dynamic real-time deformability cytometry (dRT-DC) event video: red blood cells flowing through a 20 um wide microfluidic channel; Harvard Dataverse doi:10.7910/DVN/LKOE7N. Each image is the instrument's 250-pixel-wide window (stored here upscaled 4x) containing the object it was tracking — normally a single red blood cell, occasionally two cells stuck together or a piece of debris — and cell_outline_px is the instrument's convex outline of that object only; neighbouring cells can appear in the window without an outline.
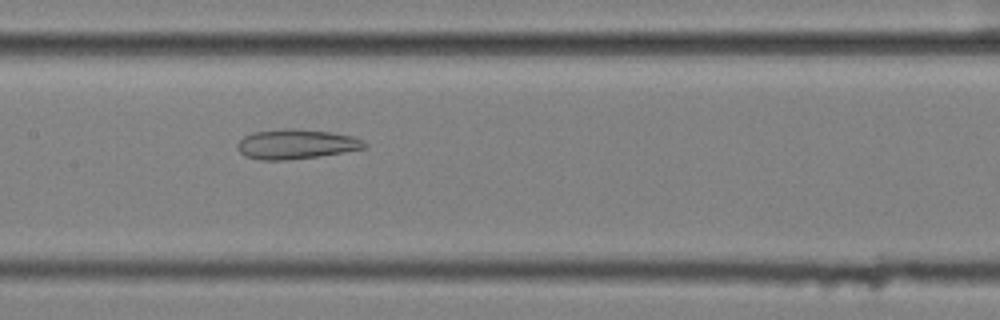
{"species": "common noctule bat (a hibernating species)", "species_latin": "Nyctalus noctula", "temperature_condition": "cold", "stored_images_in_passage": 41, "camera_frame_rate_fps": 3000, "um_per_image_px": 0.085, "animal": {"sex": "female", "body_mass_g": 25.1}, "frame": {"image": 1, "passage_image": 12, "time_ms": 3.667, "image_size_px": [1000, 320], "cell_outline_px": [[368, 148], [320, 156], [288, 160], [260, 160], [244, 156], [236, 148], [236, 144], [244, 136], [252, 132], [284, 128], [292, 128], [328, 132], [352, 136], [368, 144]], "centroid_in_image_um": [25.13, 12.26], "position_along_channel_um": 182.3, "area_um2": 22.14}}
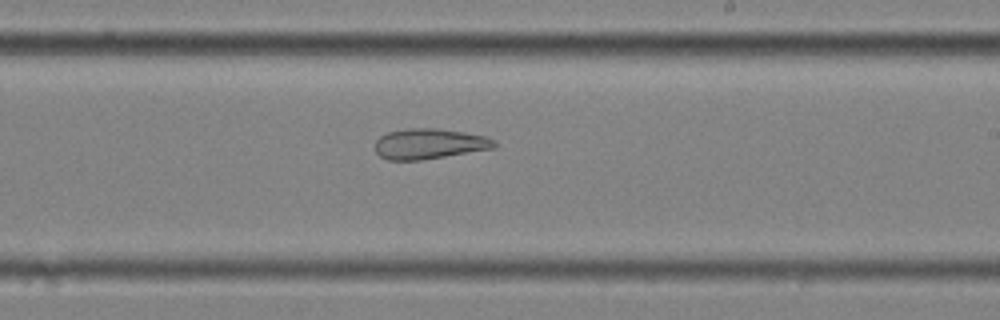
{"frame": {"image": 2, "passage_image": 18, "time_ms": 5.667, "image_size_px": [1000, 320], "cell_outline_px": [[496, 148], [420, 160], [388, 160], [380, 156], [376, 152], [376, 140], [380, 136], [388, 132], [404, 128], [436, 128], [464, 132], [484, 136], [496, 140]], "centroid_in_image_um": [36.49, 12.22], "position_along_channel_um": 252.5, "area_um2": 21.15}}
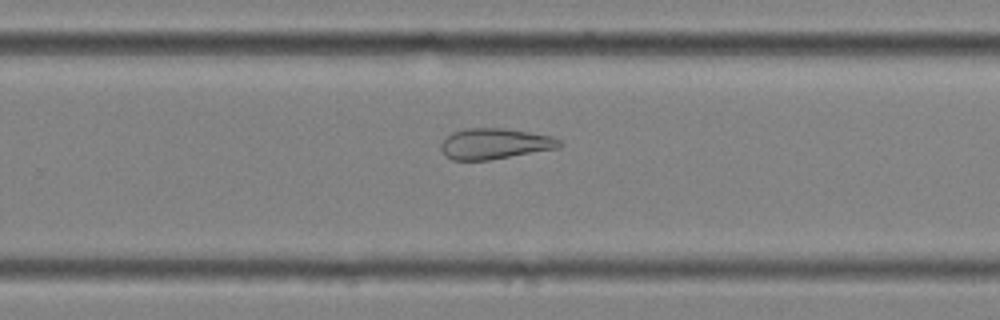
{"frame": {"image": 3, "passage_image": 21, "time_ms": 6.667, "image_size_px": [1000, 320], "cell_outline_px": [[564, 144], [560, 148], [488, 160], [452, 160], [444, 156], [440, 148], [440, 144], [452, 132], [468, 128], [504, 128], [552, 136], [560, 140]], "centroid_in_image_um": [42.06, 12.22], "position_along_channel_um": 287.7, "area_um2": 21.33}, "authors_computed_cell_mechanics": {"area_um2": 25.5476, "velocity_mm_per_s": 3.5252, "shape_relaxation_time_tau1_ms": null, "shape_relaxation_time_tau2_ms": 4.0469, "deformation_change_tau1": null, "deformation_change_tau2": 0.1333}}